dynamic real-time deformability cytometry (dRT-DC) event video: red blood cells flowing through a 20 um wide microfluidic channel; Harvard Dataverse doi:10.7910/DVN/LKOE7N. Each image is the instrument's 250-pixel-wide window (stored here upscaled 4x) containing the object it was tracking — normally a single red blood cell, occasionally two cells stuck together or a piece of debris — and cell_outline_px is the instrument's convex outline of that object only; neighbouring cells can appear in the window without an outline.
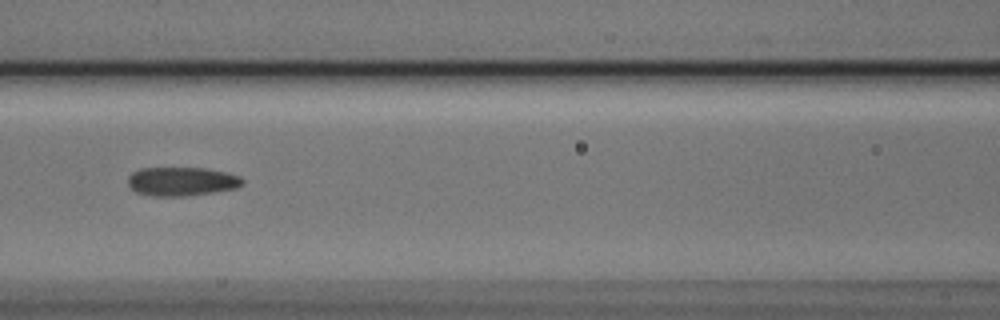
{"species": "Egyptian fruit bat (a non-hibernating species)", "species_latin": "Rousettus aegyptiacus", "temperature_condition": "cold", "stored_images_in_passage": 9, "camera_frame_rate_fps": 3000, "um_per_image_px": 0.085, "animal": {"sex": "male"}, "frame": {"image": 1, "passage_image": 8, "time_ms": 2.333, "image_size_px": [1000, 320], "cell_outline_px": [[244, 184], [236, 188], [212, 192], [184, 196], [152, 196], [136, 192], [128, 184], [128, 176], [132, 172], [140, 168], [208, 168], [228, 172], [240, 176], [244, 180]], "centroid_in_image_um": [15.46, 15.41], "position_along_channel_um": 151.1, "area_um2": 19.36}}
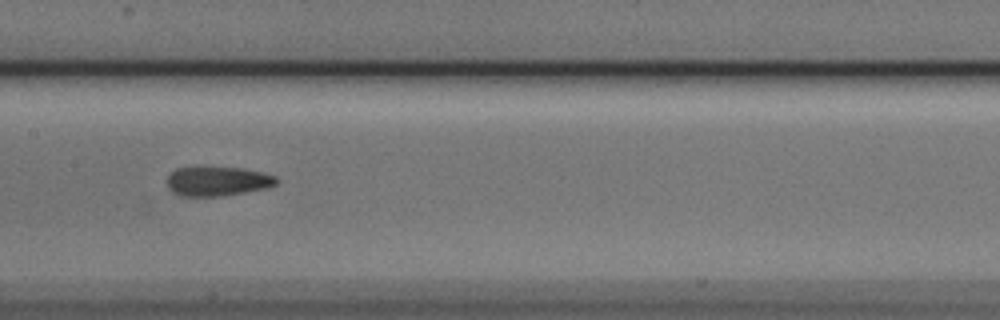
{"frame": {"image": 2, "passage_image": 9, "time_ms": 2.667, "image_size_px": [1000, 320], "cell_outline_px": [[280, 180], [276, 184], [268, 188], [224, 196], [180, 196], [172, 192], [168, 188], [168, 176], [176, 168], [204, 164], [244, 168], [264, 172], [276, 176]], "centroid_in_image_um": [18.5, 15.36], "position_along_channel_um": 188.9, "area_um2": 19.77}}